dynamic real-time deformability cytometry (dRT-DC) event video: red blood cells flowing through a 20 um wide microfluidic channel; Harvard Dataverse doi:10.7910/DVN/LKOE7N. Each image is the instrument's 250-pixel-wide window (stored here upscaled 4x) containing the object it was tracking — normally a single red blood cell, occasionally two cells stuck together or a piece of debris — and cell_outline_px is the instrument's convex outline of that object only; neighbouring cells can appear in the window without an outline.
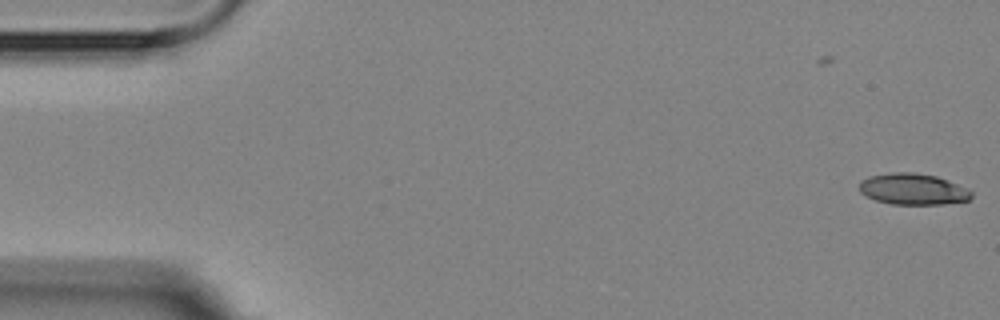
{"species": "Egyptian fruit bat (a non-hibernating species)", "species_latin": "Rousettus aegyptiacus", "temperature_condition": "room temperature", "stored_images_in_passage": 6, "camera_frame_rate_fps": 3000, "um_per_image_px": 0.085, "animal": {"sex": "female"}, "frame": {"image": 1, "passage_image": 2, "time_ms": 1.333, "image_size_px": [1000, 320], "cell_outline_px": [[972, 196], [968, 200], [944, 204], [892, 204], [876, 200], [860, 192], [860, 180], [868, 176], [892, 172], [912, 172], [936, 176], [948, 180], [968, 188], [972, 192]], "centroid_in_image_um": [77.61, 16.07], "position_along_channel_um": 7.4, "area_um2": 20.4}}
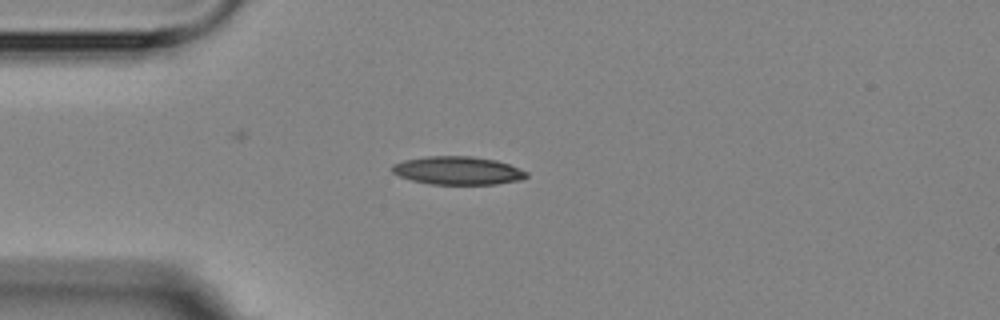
{"frame": {"image": 2, "passage_image": 5, "time_ms": 5.667, "image_size_px": [1000, 320], "cell_outline_px": [[528, 176], [520, 180], [496, 184], [432, 184], [412, 180], [400, 176], [392, 172], [392, 164], [404, 160], [424, 156], [472, 156], [496, 160], [508, 164], [528, 172]], "centroid_in_image_um": [38.91, 14.49], "position_along_channel_um": 46.1, "area_um2": 22.02}}